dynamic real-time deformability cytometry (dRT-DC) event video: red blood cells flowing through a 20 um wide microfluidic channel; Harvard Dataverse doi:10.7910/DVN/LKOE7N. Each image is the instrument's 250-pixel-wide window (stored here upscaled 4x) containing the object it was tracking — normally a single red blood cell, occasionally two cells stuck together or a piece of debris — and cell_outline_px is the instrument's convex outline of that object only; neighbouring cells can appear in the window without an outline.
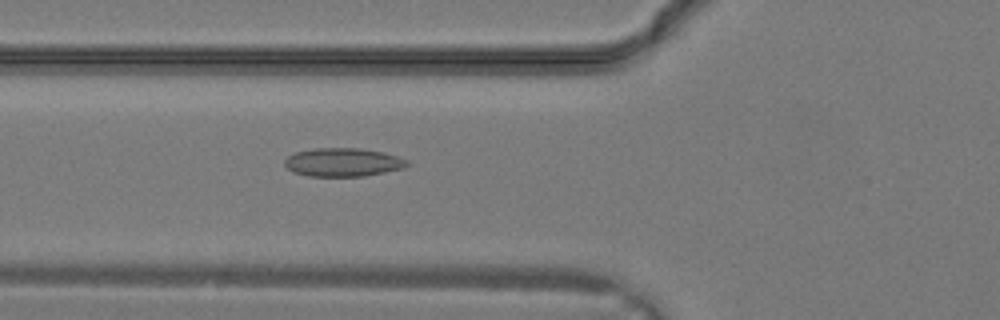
{"species": "common noctule bat (a hibernating species)", "species_latin": "Nyctalus noctula", "temperature_condition": "warm", "stored_images_in_passage": 29, "camera_frame_rate_fps": 3000, "um_per_image_px": 0.085, "animal": {"sex": "male", "body_mass_g": 19.2, "forearm_length_mm": 51.8}, "frame": {"image": 1, "passage_image": 10, "time_ms": 3.0, "image_size_px": [1000, 320], "cell_outline_px": [[408, 164], [404, 168], [364, 176], [308, 176], [292, 172], [284, 164], [284, 160], [288, 156], [296, 152], [316, 148], [360, 148], [384, 152], [408, 160]], "centroid_in_image_um": [29.14, 13.79], "position_along_channel_um": 96.7, "area_um2": 20.29}}
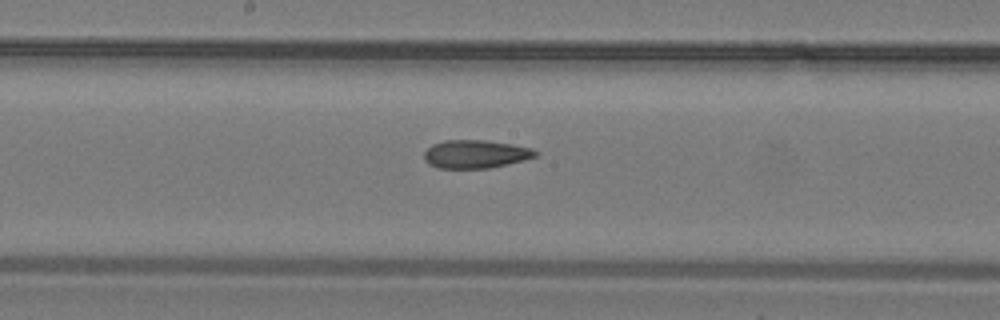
{"frame": {"image": 2, "passage_image": 15, "time_ms": 4.667, "image_size_px": [1000, 320], "cell_outline_px": [[540, 152], [536, 156], [524, 160], [492, 168], [440, 168], [428, 164], [424, 160], [424, 152], [432, 144], [444, 140], [484, 140], [532, 148]], "centroid_in_image_um": [40.41, 13.1], "position_along_channel_um": 207.8, "area_um2": 18.32}}
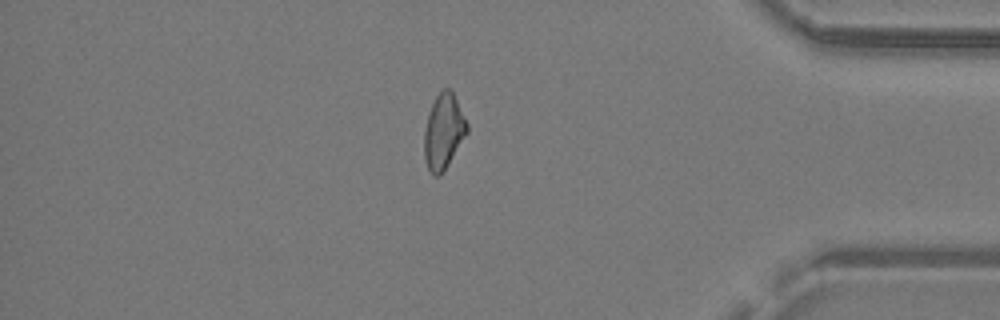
{"frame": {"image": 3, "passage_image": 25, "time_ms": 8.0, "image_size_px": [1000, 320], "cell_outline_px": [[468, 132], [448, 164], [440, 176], [432, 176], [424, 160], [424, 132], [428, 112], [436, 96], [444, 88], [448, 88], [452, 92], [468, 124]], "centroid_in_image_um": [37.68, 11.21], "position_along_channel_um": 397.5, "area_um2": 18.61}}